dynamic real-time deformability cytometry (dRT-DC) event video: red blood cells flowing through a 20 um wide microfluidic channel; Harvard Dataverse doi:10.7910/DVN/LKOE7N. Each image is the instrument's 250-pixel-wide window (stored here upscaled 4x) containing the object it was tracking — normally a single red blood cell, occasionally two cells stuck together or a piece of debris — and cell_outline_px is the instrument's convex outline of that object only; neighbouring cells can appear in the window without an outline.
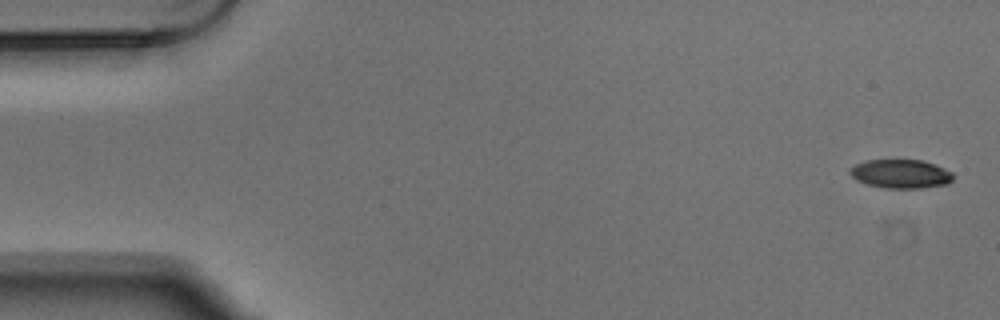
{"species": "Egyptian fruit bat (a non-hibernating species)", "species_latin": "Rousettus aegyptiacus", "temperature_condition": "warm", "stored_images_in_passage": 4, "camera_frame_rate_fps": 3000, "um_per_image_px": 0.085, "animal": {"sex": "male"}, "frame": {"image": 1, "passage_image": 1, "time_ms": 0.0, "image_size_px": [1000, 320], "cell_outline_px": [[956, 176], [948, 184], [920, 188], [888, 188], [868, 184], [856, 180], [848, 172], [856, 164], [868, 160], [924, 160], [944, 168], [952, 172]], "centroid_in_image_um": [76.61, 14.77], "position_along_channel_um": 8.4, "area_um2": 17.28}}